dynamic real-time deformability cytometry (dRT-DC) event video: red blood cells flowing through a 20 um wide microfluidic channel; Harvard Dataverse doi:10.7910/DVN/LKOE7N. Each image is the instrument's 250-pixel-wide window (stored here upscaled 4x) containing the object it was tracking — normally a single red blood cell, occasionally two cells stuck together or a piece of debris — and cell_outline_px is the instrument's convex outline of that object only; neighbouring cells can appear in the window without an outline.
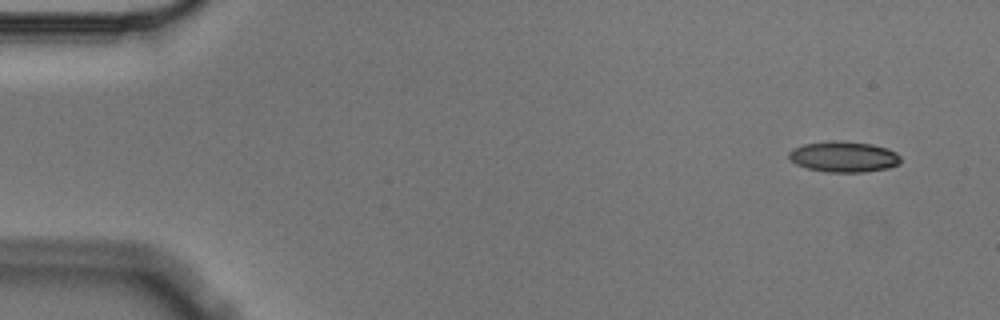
{"species": "Egyptian fruit bat (a non-hibernating species)", "species_latin": "Rousettus aegyptiacus", "temperature_condition": "cold", "stored_images_in_passage": 5, "segment_of_instrument_passage": [2, 2], "camera_frame_rate_fps": 3000, "um_per_image_px": 0.085, "animal": {"sex": "male"}, "frame": {"image": 1, "passage_image": 5, "time_ms": 1.333, "image_size_px": [1000, 320], "cell_outline_px": [[900, 164], [888, 168], [864, 172], [824, 172], [808, 168], [796, 164], [788, 156], [788, 152], [792, 148], [804, 144], [828, 140], [836, 140], [872, 144], [888, 148], [896, 152], [900, 156]], "centroid_in_image_um": [71.72, 13.31], "position_along_channel_um": 13.3, "area_um2": 20.23}}